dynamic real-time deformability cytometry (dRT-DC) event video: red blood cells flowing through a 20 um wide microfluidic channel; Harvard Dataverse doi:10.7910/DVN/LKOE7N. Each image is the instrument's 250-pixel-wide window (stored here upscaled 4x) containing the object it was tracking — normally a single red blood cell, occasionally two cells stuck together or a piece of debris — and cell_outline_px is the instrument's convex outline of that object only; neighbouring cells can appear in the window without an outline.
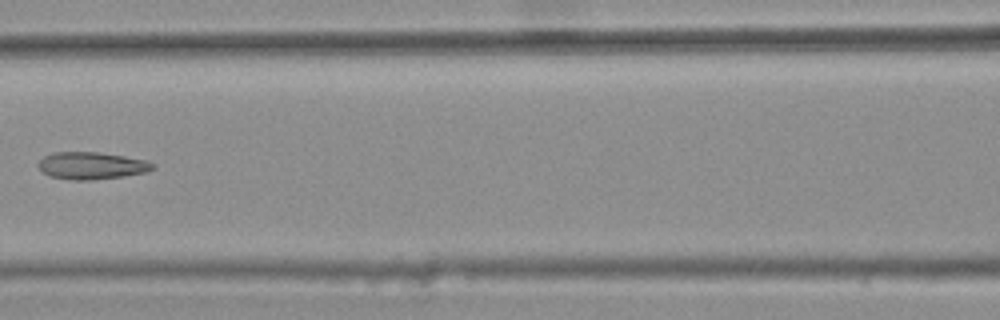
{"species": "common noctule bat (a hibernating species)", "species_latin": "Nyctalus noctula", "temperature_condition": "warm", "stored_images_in_passage": 8, "camera_frame_rate_fps": 3000, "um_per_image_px": 0.085, "animal": {"sex": "female", "body_mass_g": 25.1}, "frame": {"image": 1, "passage_image": 7, "time_ms": 2.0, "image_size_px": [1000, 320], "cell_outline_px": [[156, 164], [152, 168], [144, 172], [124, 176], [92, 180], [72, 180], [48, 176], [36, 164], [44, 156], [56, 152], [100, 152], [148, 160]], "centroid_in_image_um": [7.78, 14.08], "position_along_channel_um": 158.8, "area_um2": 18.15}}
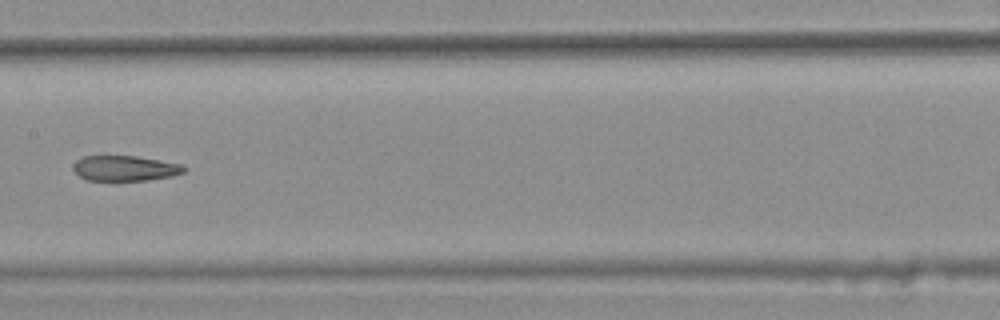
{"frame": {"image": 2, "passage_image": 8, "time_ms": 2.333, "image_size_px": [1000, 320], "cell_outline_px": [[184, 172], [172, 176], [148, 180], [88, 180], [80, 176], [72, 168], [72, 164], [76, 160], [84, 156], [136, 156], [180, 164], [184, 168]], "centroid_in_image_um": [10.58, 14.3], "position_along_channel_um": 196.8, "area_um2": 16.13}}